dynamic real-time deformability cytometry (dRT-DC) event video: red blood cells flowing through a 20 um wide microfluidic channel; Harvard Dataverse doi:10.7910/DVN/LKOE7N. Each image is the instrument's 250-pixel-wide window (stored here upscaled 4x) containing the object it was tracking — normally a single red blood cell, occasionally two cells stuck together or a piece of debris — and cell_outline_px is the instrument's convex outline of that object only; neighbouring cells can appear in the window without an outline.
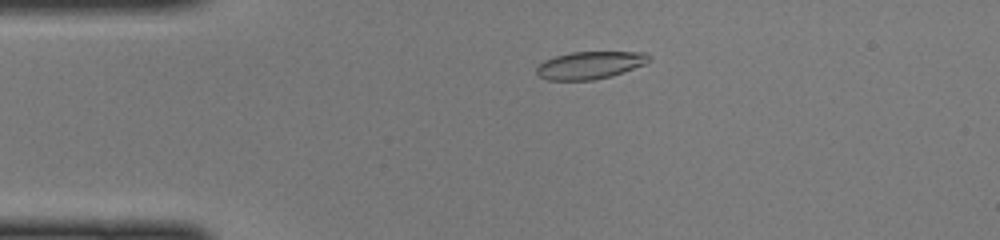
{"species": "common noctule bat (a hibernating species)", "species_latin": "Nyctalus noctula", "temperature_condition": "cold", "stored_images_in_passage": 44, "camera_frame_rate_fps": 3000, "um_per_image_px": 0.085, "animal": {"sex": "female", "body_mass_g": 22.0, "forearm_length_mm": 56.7}, "frame": {"image": 1, "passage_image": 7, "time_ms": 2.0, "image_size_px": [1000, 240], "cell_outline_px": [[652, 60], [644, 64], [612, 76], [592, 80], [548, 80], [536, 76], [536, 68], [544, 60], [556, 56], [572, 52], [648, 52], [652, 56]], "centroid_in_image_um": [50.16, 5.54], "position_along_channel_um": 34.8, "area_um2": 18.15}}
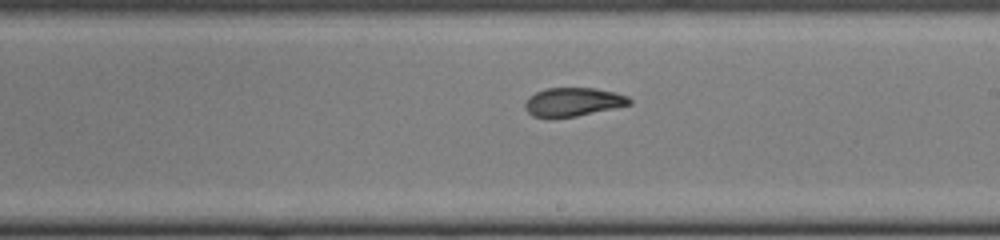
{"frame": {"image": 2, "passage_image": 24, "time_ms": 7.667, "image_size_px": [1000, 240], "cell_outline_px": [[632, 104], [616, 108], [576, 116], [552, 120], [532, 116], [524, 108], [524, 104], [528, 96], [544, 88], [596, 88], [616, 92], [628, 96], [632, 100]], "centroid_in_image_um": [48.68, 8.69], "position_along_channel_um": 240.3, "area_um2": 18.03}}
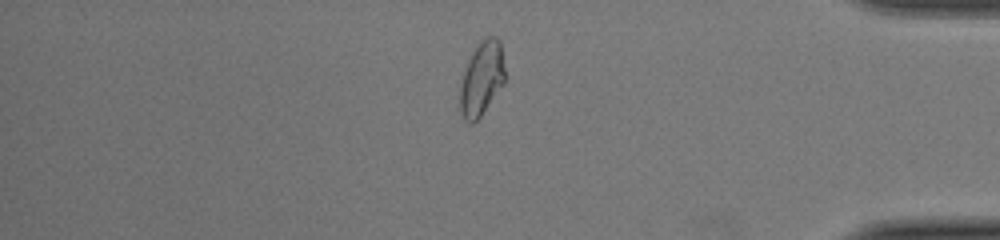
{"frame": {"image": 3, "passage_image": 37, "time_ms": 12.0, "image_size_px": [1000, 240], "cell_outline_px": [[504, 84], [480, 116], [472, 124], [464, 120], [460, 112], [460, 84], [464, 68], [472, 52], [488, 36], [496, 36], [500, 40], [504, 68]], "centroid_in_image_um": [40.93, 6.7], "position_along_channel_um": 394.3, "area_um2": 19.19}}